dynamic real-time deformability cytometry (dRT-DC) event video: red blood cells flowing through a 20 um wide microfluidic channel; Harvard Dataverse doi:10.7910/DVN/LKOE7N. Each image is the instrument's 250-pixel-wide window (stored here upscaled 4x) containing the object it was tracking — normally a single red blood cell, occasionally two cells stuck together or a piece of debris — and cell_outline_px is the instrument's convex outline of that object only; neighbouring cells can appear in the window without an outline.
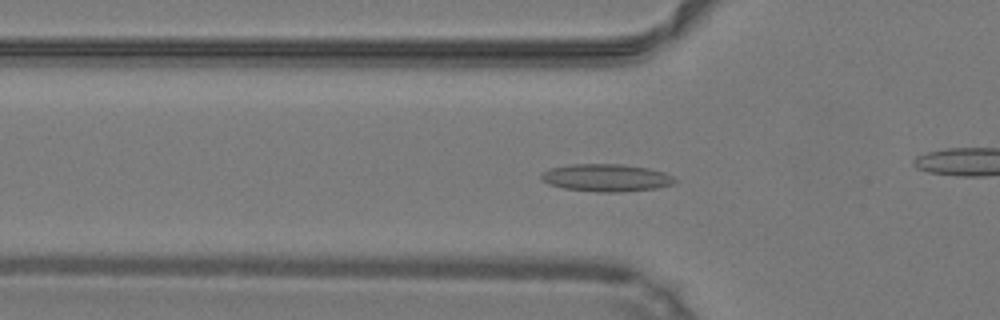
{"species": "common noctule bat (a hibernating species)", "species_latin": "Nyctalus noctula", "temperature_condition": "warm", "stored_images_in_passage": 50, "camera_frame_rate_fps": 3000, "um_per_image_px": 0.085, "animal": {"sex": "male", "body_mass_g": 19.2, "forearm_length_mm": 51.8}, "frame": {"image": 1, "passage_image": 17, "time_ms": 5.333, "image_size_px": [1000, 320], "cell_outline_px": [[676, 180], [672, 184], [656, 188], [620, 192], [596, 192], [564, 188], [548, 184], [540, 176], [540, 172], [552, 168], [572, 164], [624, 164], [648, 168], [664, 172], [672, 176]], "centroid_in_image_um": [51.52, 15.1], "position_along_channel_um": 74.3, "area_um2": 21.33}}
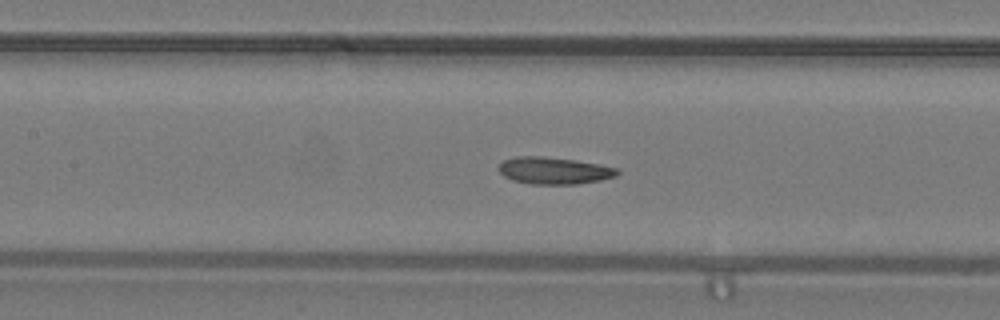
{"frame": {"image": 2, "passage_image": 23, "time_ms": 7.333, "image_size_px": [1000, 320], "cell_outline_px": [[620, 172], [616, 176], [600, 180], [576, 184], [532, 184], [512, 180], [504, 176], [500, 172], [500, 164], [504, 160], [516, 156], [544, 156], [576, 160], [600, 164], [616, 168]], "centroid_in_image_um": [47.11, 14.5], "position_along_channel_um": 160.3, "area_um2": 18.61}}
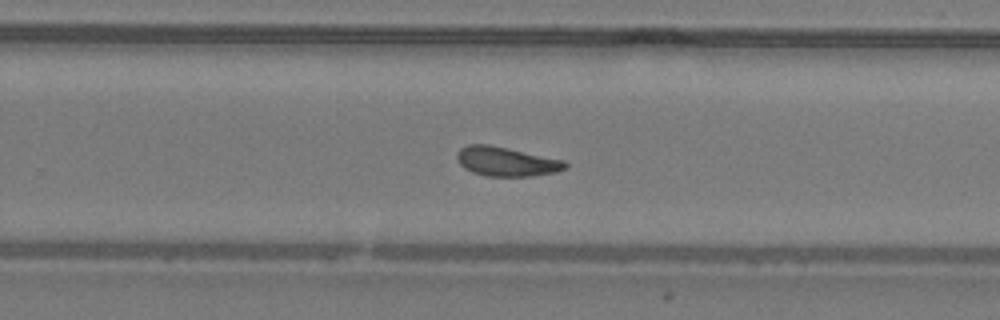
{"frame": {"image": 3, "passage_image": 32, "time_ms": 10.333, "image_size_px": [1000, 320], "cell_outline_px": [[568, 168], [556, 172], [532, 176], [484, 176], [472, 172], [464, 168], [460, 164], [456, 156], [456, 152], [460, 148], [468, 144], [488, 144], [508, 148], [564, 160], [568, 164]], "centroid_in_image_um": [43.03, 13.73], "position_along_channel_um": 286.8, "area_um2": 18.61}, "authors_computed_cell_mechanics": {"area_um2": 18.8428, "velocity_mm_per_s": 4.2398, "shape_relaxation_time_tau1_ms": null, "shape_relaxation_time_tau2_ms": 3.5274, "deformation_change_tau1": null, "deformation_change_tau2": 0.1129}}